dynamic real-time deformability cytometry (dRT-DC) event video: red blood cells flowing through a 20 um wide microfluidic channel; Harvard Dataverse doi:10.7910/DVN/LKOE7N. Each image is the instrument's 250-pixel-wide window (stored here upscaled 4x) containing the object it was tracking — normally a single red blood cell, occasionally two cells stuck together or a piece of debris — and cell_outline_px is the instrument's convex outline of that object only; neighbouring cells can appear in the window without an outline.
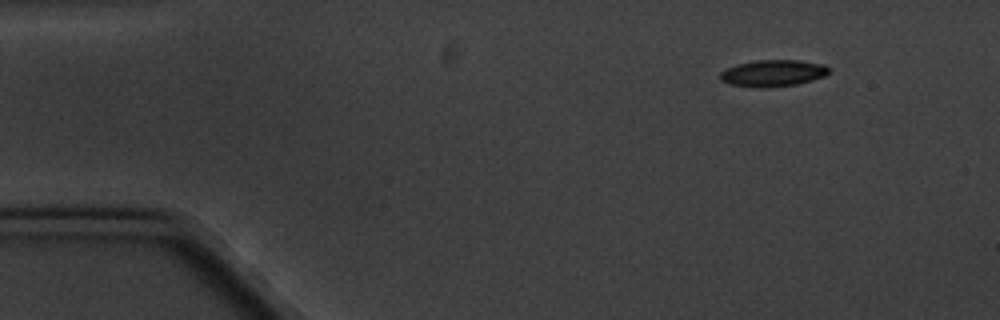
{"species": "common noctule bat (a hibernating species)", "species_latin": "Nyctalus noctula", "temperature_condition": "cold", "stored_images_in_passage": 4, "camera_frame_rate_fps": 3000, "um_per_image_px": 0.085, "animal": {"sex": "male", "body_mass_g": 20.1, "forearm_length_mm": 53.5}, "frame": {"image": 1, "passage_image": 1, "time_ms": 0.0, "image_size_px": [1000, 320], "cell_outline_px": [[832, 72], [824, 76], [812, 80], [796, 84], [764, 88], [756, 88], [732, 84], [720, 80], [720, 72], [736, 64], [752, 60], [800, 60], [824, 64], [832, 68]], "centroid_in_image_um": [65.75, 6.21], "position_along_channel_um": 19.3, "area_um2": 17.11}}
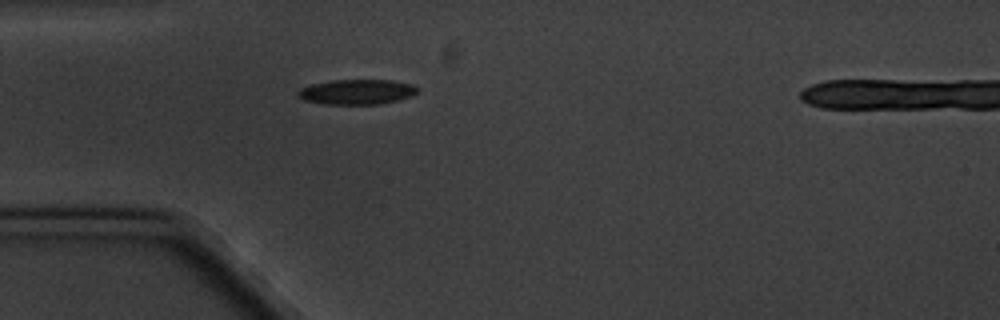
{"frame": {"image": 2, "passage_image": 3, "time_ms": 3.333, "image_size_px": [1000, 320], "cell_outline_px": [[420, 92], [412, 96], [380, 104], [324, 104], [304, 100], [296, 92], [300, 88], [312, 84], [332, 80], [392, 80], [412, 84], [420, 88]], "centroid_in_image_um": [30.38, 7.8], "position_along_channel_um": 54.6, "area_um2": 17.51}}